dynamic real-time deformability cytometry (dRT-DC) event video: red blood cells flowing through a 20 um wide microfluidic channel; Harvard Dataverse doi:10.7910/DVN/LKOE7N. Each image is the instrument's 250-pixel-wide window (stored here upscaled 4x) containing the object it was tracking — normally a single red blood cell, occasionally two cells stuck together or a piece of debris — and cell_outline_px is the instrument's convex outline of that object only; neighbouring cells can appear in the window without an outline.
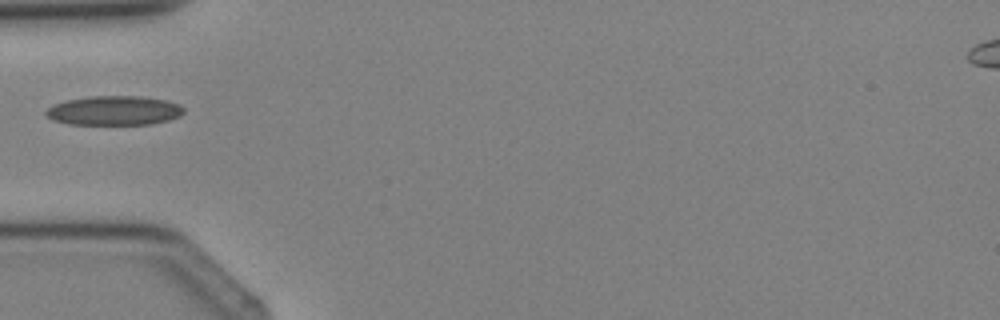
{"species": "Egyptian fruit bat (a non-hibernating species)", "species_latin": "Rousettus aegyptiacus", "temperature_condition": "cold", "stored_images_in_passage": 3, "camera_frame_rate_fps": 3000, "um_per_image_px": 0.085, "animal": {"sex": "female"}, "frame": {"image": 1, "passage_image": 3, "time_ms": 2.667, "image_size_px": [1000, 320], "cell_outline_px": [[184, 112], [180, 116], [168, 120], [152, 124], [68, 124], [52, 120], [44, 116], [44, 112], [52, 104], [68, 100], [92, 96], [140, 96], [168, 100], [180, 104], [184, 108]], "centroid_in_image_um": [9.7, 9.4], "position_along_channel_um": 75.3, "area_um2": 23.76}}